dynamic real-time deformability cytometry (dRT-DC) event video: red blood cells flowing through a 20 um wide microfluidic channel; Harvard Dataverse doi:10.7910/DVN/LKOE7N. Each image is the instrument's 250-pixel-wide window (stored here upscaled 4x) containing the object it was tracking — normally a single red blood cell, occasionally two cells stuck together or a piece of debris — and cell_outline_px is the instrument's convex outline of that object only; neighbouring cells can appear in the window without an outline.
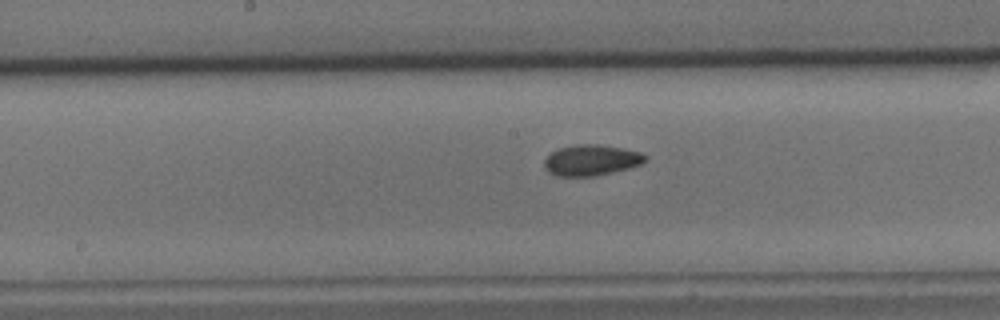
{"species": "common noctule bat (a hibernating species)", "species_latin": "Nyctalus noctula", "temperature_condition": "cold", "stored_images_in_passage": 40, "camera_frame_rate_fps": 3000, "um_per_image_px": 0.085, "animal": {"sex": "male", "body_mass_g": 15.6}, "frame": {"image": 1, "passage_image": 14, "time_ms": 4.333, "image_size_px": [1000, 320], "cell_outline_px": [[648, 156], [640, 164], [628, 168], [596, 176], [556, 176], [548, 172], [544, 168], [544, 160], [556, 148], [576, 144], [600, 144], [624, 148], [640, 152]], "centroid_in_image_um": [50.22, 13.6], "position_along_channel_um": 198.0, "area_um2": 18.26}}
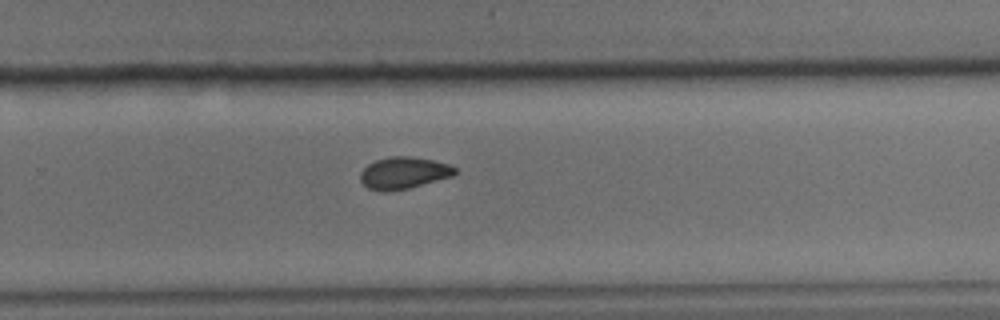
{"frame": {"image": 2, "passage_image": 22, "time_ms": 7.0, "image_size_px": [1000, 320], "cell_outline_px": [[456, 172], [452, 176], [408, 188], [384, 192], [368, 188], [360, 180], [360, 172], [368, 164], [376, 160], [392, 156], [412, 156], [432, 160], [448, 164], [456, 168]], "centroid_in_image_um": [34.29, 14.69], "position_along_channel_um": 295.5, "area_um2": 17.4}}
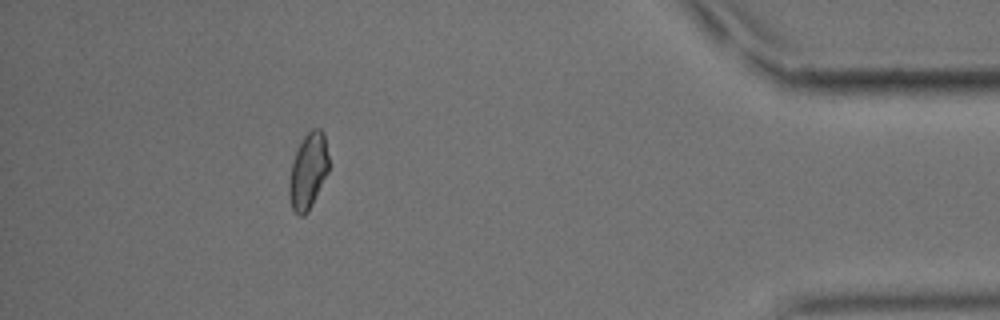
{"frame": {"image": 3, "passage_image": 35, "time_ms": 11.333, "image_size_px": [1000, 320], "cell_outline_px": [[328, 172], [308, 212], [304, 216], [300, 216], [292, 208], [288, 192], [288, 180], [292, 164], [300, 140], [312, 128], [320, 128], [324, 132], [328, 156]], "centroid_in_image_um": [26.18, 14.52], "position_along_channel_um": 409.0, "area_um2": 17.51}, "authors_computed_cell_mechanics": {"area_um2": 17.7157, "velocity_mm_per_s": 3.6689, "shape_relaxation_time_tau1_ms": 6.2924, "shape_relaxation_time_tau2_ms": 2.3851, "deformation_change_tau1": 0.0995, "deformation_change_tau2": 0.0447}}